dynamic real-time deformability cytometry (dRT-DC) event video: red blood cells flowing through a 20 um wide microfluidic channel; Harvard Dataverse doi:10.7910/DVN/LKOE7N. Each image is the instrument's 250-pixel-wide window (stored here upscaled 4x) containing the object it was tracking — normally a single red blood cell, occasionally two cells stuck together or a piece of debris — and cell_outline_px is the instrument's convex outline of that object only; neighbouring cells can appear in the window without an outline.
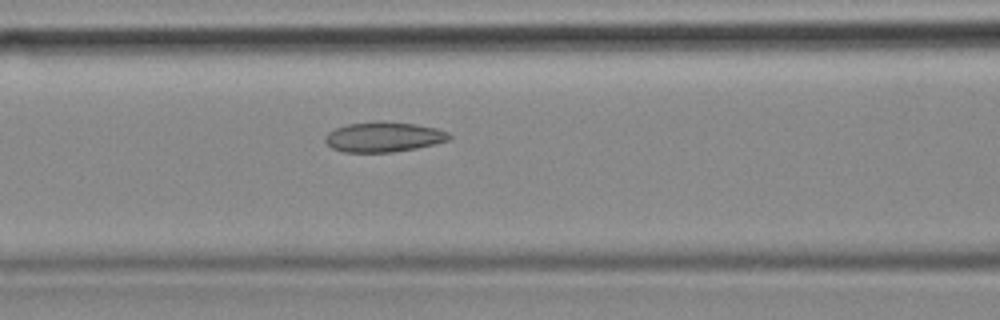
{"species": "common noctule bat (a hibernating species)", "species_latin": "Nyctalus noctula", "temperature_condition": "cold", "stored_images_in_passage": 39, "camera_frame_rate_fps": 3000, "um_per_image_px": 0.085, "animal": {"sex": "female", "body_mass_g": 18.4}, "frame": {"image": 1, "passage_image": 12, "time_ms": 3.667, "image_size_px": [1000, 320], "cell_outline_px": [[452, 140], [436, 144], [416, 148], [392, 152], [344, 152], [332, 148], [324, 140], [324, 136], [328, 132], [336, 128], [348, 124], [376, 120], [384, 120], [416, 124], [436, 128], [448, 132], [452, 136]], "centroid_in_image_um": [32.64, 11.62], "position_along_channel_um": 134.0, "area_um2": 22.08}, "authors_computed_cell_mechanics": {"area_um2": 21.097, "velocity_mm_per_s": 3.6496, "shape_relaxation_time_tau1_ms": null, "shape_relaxation_time_tau2_ms": 2.9917, "deformation_change_tau1": null, "deformation_change_tau2": 0.0981}}